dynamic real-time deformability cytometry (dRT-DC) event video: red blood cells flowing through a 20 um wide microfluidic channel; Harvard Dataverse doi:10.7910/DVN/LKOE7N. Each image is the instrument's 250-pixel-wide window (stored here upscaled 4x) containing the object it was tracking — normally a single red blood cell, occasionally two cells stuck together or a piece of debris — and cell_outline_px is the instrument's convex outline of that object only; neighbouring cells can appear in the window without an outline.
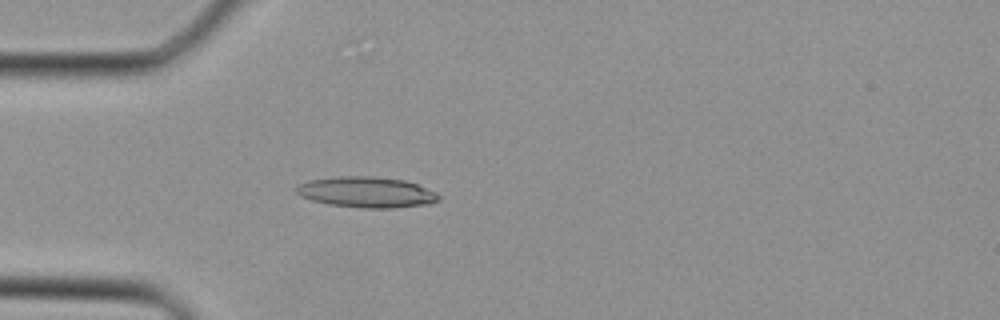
{"species": "Egyptian fruit bat (a non-hibernating species)", "species_latin": "Rousettus aegyptiacus", "temperature_condition": "cold", "stored_images_in_passage": 38, "camera_frame_rate_fps": 3000, "um_per_image_px": 0.085, "animal": {"sex": "female"}, "frame": {"image": 1, "passage_image": 10, "time_ms": 3.0, "image_size_px": [1000, 320], "cell_outline_px": [[440, 200], [432, 204], [392, 208], [364, 208], [328, 204], [312, 200], [300, 196], [296, 192], [296, 188], [300, 184], [308, 180], [340, 176], [372, 176], [404, 180], [416, 184], [436, 192], [440, 196]], "centroid_in_image_um": [31.18, 16.34], "position_along_channel_um": 53.8, "area_um2": 25.55}}
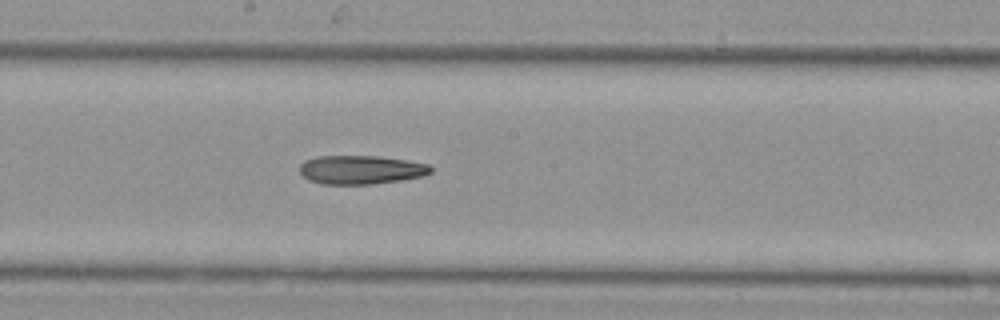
{"frame": {"image": 2, "passage_image": 20, "time_ms": 6.333, "image_size_px": [1000, 320], "cell_outline_px": [[432, 172], [420, 176], [400, 180], [372, 184], [320, 184], [308, 180], [300, 172], [300, 164], [304, 160], [316, 156], [376, 156], [408, 160], [428, 164], [432, 168]], "centroid_in_image_um": [30.64, 14.42], "position_along_channel_um": 217.6, "area_um2": 21.96}}
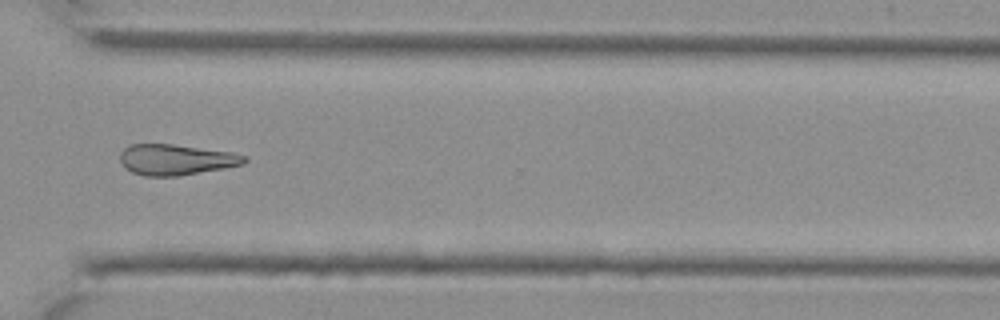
{"frame": {"image": 3, "passage_image": 28, "time_ms": 9.0, "image_size_px": [1000, 320], "cell_outline_px": [[248, 160], [244, 164], [224, 168], [176, 176], [144, 176], [132, 172], [124, 168], [120, 160], [120, 152], [128, 144], [172, 144], [232, 152], [244, 156]], "centroid_in_image_um": [14.92, 13.57], "position_along_channel_um": 355.7, "area_um2": 22.25}}